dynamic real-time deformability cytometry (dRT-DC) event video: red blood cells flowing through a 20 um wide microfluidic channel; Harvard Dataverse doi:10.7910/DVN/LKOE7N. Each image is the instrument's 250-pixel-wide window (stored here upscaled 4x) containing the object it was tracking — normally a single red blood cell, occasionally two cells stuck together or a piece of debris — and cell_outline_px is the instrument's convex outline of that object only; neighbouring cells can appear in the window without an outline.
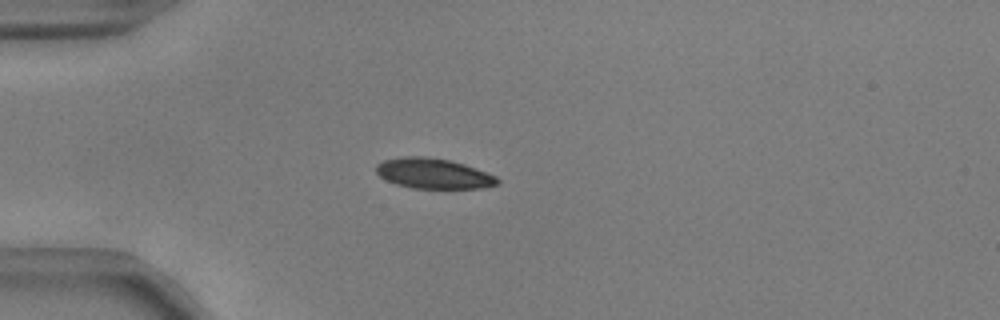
{"species": "common noctule bat (a hibernating species)", "species_latin": "Nyctalus noctula", "temperature_condition": "warm", "stored_images_in_passage": 33, "camera_frame_rate_fps": 3000, "um_per_image_px": 0.085, "animal": {"sex": "male", "body_mass_g": 17.9, "forearm_length_mm": 54.2}, "frame": {"image": 1, "passage_image": 1, "time_ms": 0.0, "image_size_px": [1000, 320], "cell_outline_px": [[500, 184], [480, 188], [412, 188], [396, 184], [384, 180], [376, 172], [376, 164], [384, 160], [404, 156], [424, 156], [448, 160], [464, 164], [496, 176], [500, 180]], "centroid_in_image_um": [36.82, 14.75], "position_along_channel_um": 48.2, "area_um2": 21.39}}
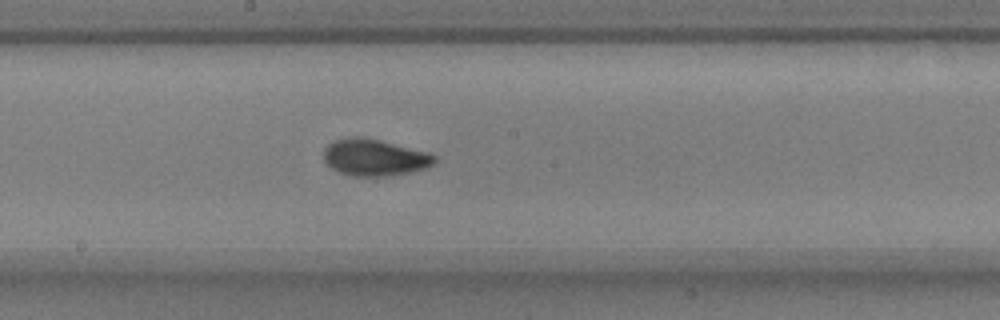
{"frame": {"image": 2, "passage_image": 16, "time_ms": 5.0, "image_size_px": [1000, 320], "cell_outline_px": [[436, 160], [428, 168], [408, 172], [384, 176], [352, 176], [340, 172], [332, 168], [324, 160], [324, 148], [328, 144], [336, 140], [352, 136], [360, 136], [380, 140], [428, 152], [436, 156]], "centroid_in_image_um": [31.83, 13.38], "position_along_channel_um": 216.4, "area_um2": 23.58}}
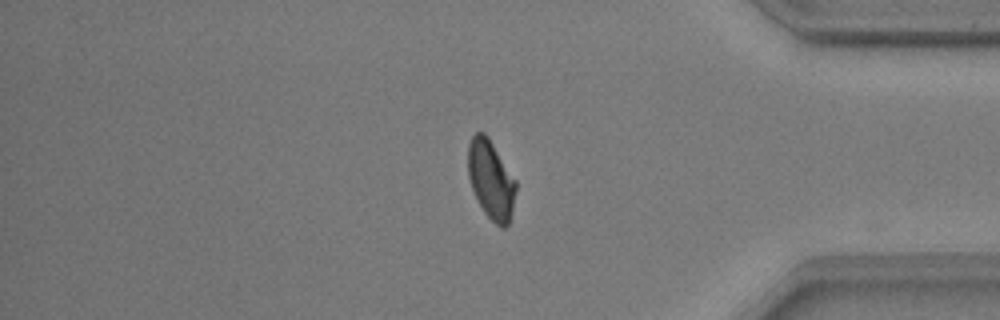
{"frame": {"image": 3, "passage_image": 32, "time_ms": 10.333, "image_size_px": [1000, 320], "cell_outline_px": [[516, 192], [508, 224], [504, 228], [500, 228], [484, 212], [472, 188], [468, 176], [468, 144], [472, 136], [476, 132], [484, 132], [488, 136], [516, 180]], "centroid_in_image_um": [41.73, 15.25], "position_along_channel_um": 393.5, "area_um2": 21.79}, "authors_computed_cell_mechanics": {"area_um2": 22.3686, "velocity_mm_per_s": 3.7239, "shape_relaxation_time_tau1_ms": 3.7658, "shape_relaxation_time_tau2_ms": 0.9675, "deformation_change_tau1": 0.1593, "deformation_change_tau2": 0.04}}